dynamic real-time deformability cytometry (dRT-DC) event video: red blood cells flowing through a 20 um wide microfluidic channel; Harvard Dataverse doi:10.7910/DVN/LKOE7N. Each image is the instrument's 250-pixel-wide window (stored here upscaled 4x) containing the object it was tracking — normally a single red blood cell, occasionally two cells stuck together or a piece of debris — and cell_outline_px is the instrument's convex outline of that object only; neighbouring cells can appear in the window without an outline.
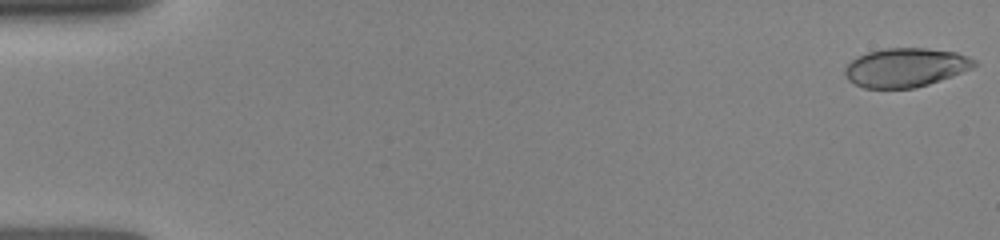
{"species": "human", "species_latin": "Homo sapiens", "temperature_condition": "room temperature", "stored_images_in_passage": 46, "camera_frame_rate_fps": 3000, "um_per_image_px": 0.085, "donor": {"sex": "female"}, "frame": {"image": 1, "passage_image": 1, "time_ms": 0.0, "image_size_px": [1000, 240], "cell_outline_px": [[976, 64], [972, 68], [952, 76], [916, 88], [864, 88], [848, 80], [844, 72], [844, 68], [856, 56], [868, 52], [884, 48], [924, 48], [956, 52], [968, 56], [976, 60]], "centroid_in_image_um": [76.96, 5.73], "position_along_channel_um": 8.0, "area_um2": 29.3}}
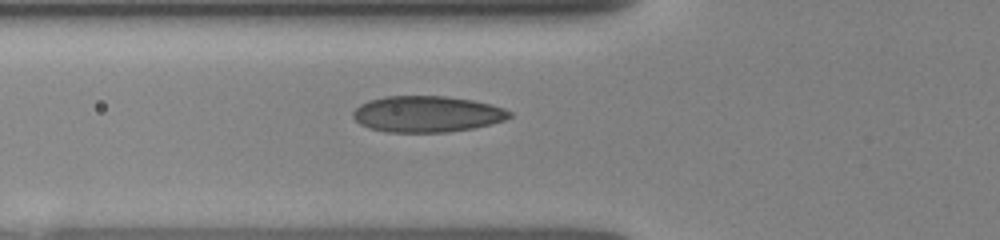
{"frame": {"image": 2, "passage_image": 29, "time_ms": 5.667, "image_size_px": [1000, 240], "cell_outline_px": [[512, 116], [504, 120], [472, 128], [448, 132], [388, 132], [368, 128], [360, 124], [352, 116], [352, 112], [360, 104], [368, 100], [384, 96], [444, 96], [472, 100], [492, 104], [504, 108], [512, 112]], "centroid_in_image_um": [36.27, 9.69], "position_along_channel_um": 89.5, "area_um2": 33.06}}
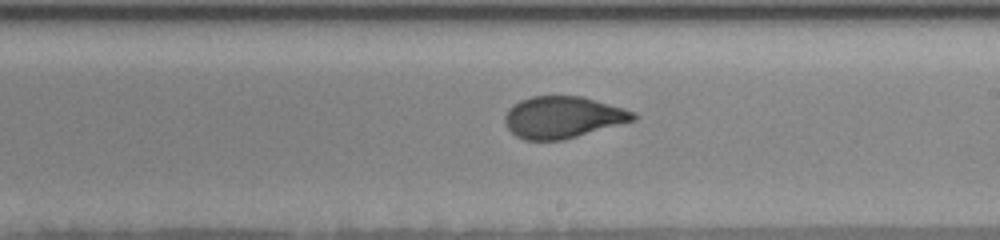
{"frame": {"image": 3, "passage_image": 46, "time_ms": 9.333, "image_size_px": [1000, 240], "cell_outline_px": [[636, 120], [564, 140], [524, 140], [516, 136], [504, 124], [504, 116], [508, 108], [512, 104], [520, 100], [532, 96], [580, 96], [624, 108], [636, 112]], "centroid_in_image_um": [47.82, 9.97], "position_along_channel_um": 241.2, "area_um2": 31.39}}